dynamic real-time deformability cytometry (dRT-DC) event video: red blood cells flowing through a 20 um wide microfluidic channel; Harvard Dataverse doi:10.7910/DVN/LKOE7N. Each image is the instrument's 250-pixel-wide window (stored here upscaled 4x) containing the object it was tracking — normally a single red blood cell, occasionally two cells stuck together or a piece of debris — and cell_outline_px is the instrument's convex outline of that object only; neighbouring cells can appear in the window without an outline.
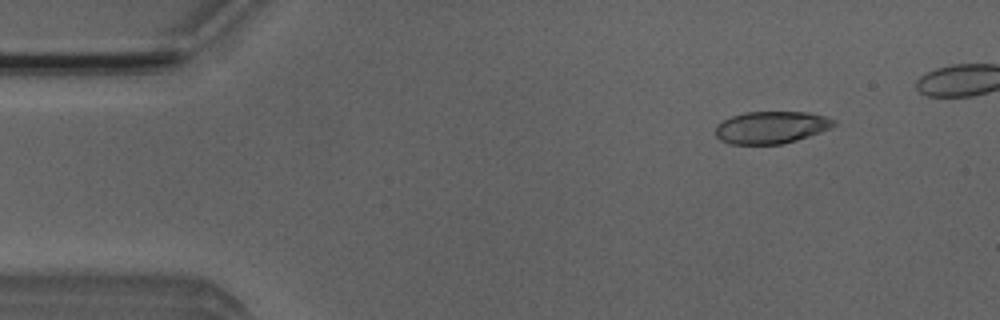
{"species": "Egyptian fruit bat (a non-hibernating species)", "species_latin": "Rousettus aegyptiacus", "temperature_condition": "room temperature", "stored_images_in_passage": 6, "camera_frame_rate_fps": 3000, "um_per_image_px": 0.085, "animal": {"sex": "male"}, "frame": {"image": 1, "passage_image": 2, "time_ms": 1.333, "image_size_px": [1000, 320], "cell_outline_px": [[836, 124], [832, 128], [796, 140], [780, 144], [728, 144], [720, 140], [716, 136], [716, 124], [732, 116], [744, 112], [808, 112], [824, 116], [836, 120]], "centroid_in_image_um": [65.55, 10.82], "position_along_channel_um": 19.5, "area_um2": 22.25}}